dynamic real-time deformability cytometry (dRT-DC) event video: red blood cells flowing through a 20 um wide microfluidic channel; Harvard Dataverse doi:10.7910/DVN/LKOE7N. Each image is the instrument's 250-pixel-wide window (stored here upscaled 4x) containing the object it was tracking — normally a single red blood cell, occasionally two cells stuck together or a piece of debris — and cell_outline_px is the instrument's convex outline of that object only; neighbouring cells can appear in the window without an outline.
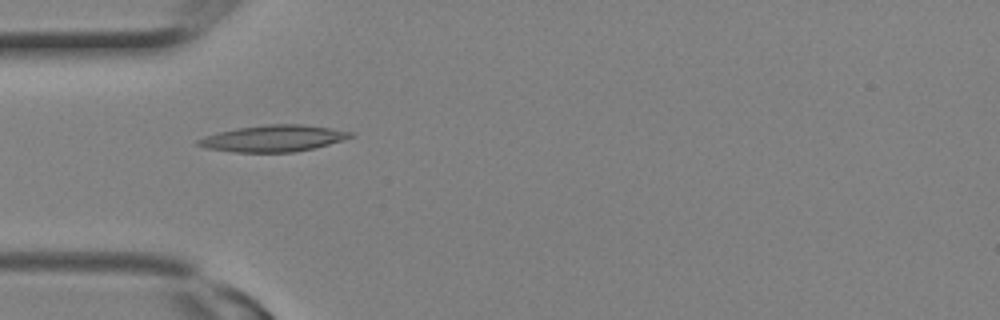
{"species": "Egyptian fruit bat (a non-hibernating species)", "species_latin": "Rousettus aegyptiacus", "temperature_condition": "room temperature", "stored_images_in_passage": 11, "camera_frame_rate_fps": 3000, "um_per_image_px": 0.085, "animal": {"sex": "female"}, "frame": {"image": 1, "passage_image": 8, "time_ms": 2.333, "image_size_px": [1000, 320], "cell_outline_px": [[356, 136], [328, 144], [296, 152], [232, 152], [204, 148], [196, 144], [196, 140], [204, 136], [236, 128], [268, 124], [300, 124], [328, 128], [352, 132]], "centroid_in_image_um": [23.19, 11.77], "position_along_channel_um": 61.8, "area_um2": 23.41}}
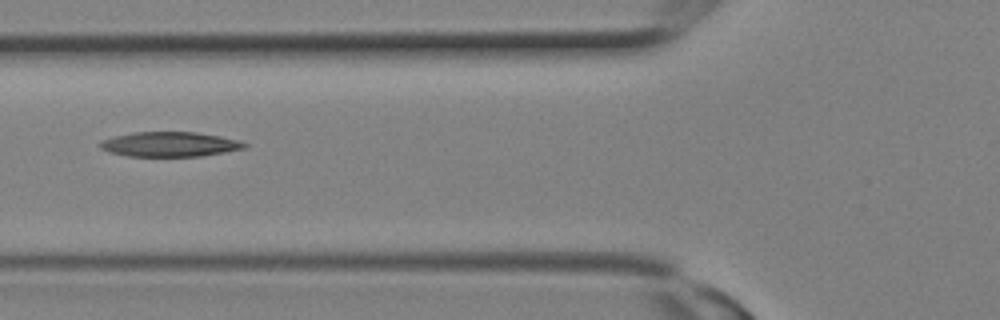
{"frame": {"image": 2, "passage_image": 10, "time_ms": 3.0, "image_size_px": [1000, 320], "cell_outline_px": [[248, 144], [244, 148], [224, 152], [200, 156], [128, 156], [108, 152], [100, 148], [100, 140], [132, 132], [196, 132], [220, 136], [236, 140]], "centroid_in_image_um": [14.38, 12.26], "position_along_channel_um": 111.4, "area_um2": 20.69}}